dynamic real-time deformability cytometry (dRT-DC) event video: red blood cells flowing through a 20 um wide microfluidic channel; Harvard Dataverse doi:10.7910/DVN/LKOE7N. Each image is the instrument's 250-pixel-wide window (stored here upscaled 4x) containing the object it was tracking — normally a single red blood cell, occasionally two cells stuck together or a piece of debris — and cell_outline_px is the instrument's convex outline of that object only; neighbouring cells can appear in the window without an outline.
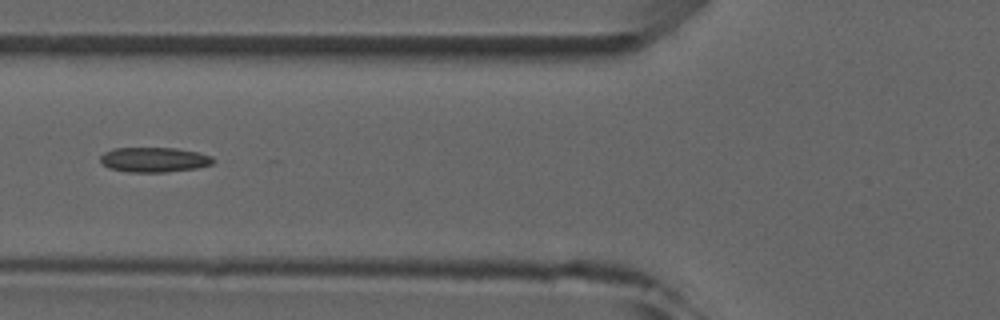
{"species": "common noctule bat (a hibernating species)", "species_latin": "Nyctalus noctula", "temperature_condition": "room temperature", "stored_images_in_passage": 2, "camera_frame_rate_fps": 3000, "um_per_image_px": 0.085, "animal": {"sex": "male", "forearm_length_mm": 52.5}, "frame": {"image": 1, "passage_image": 2, "time_ms": 1.0, "image_size_px": [1000, 320], "cell_outline_px": [[216, 160], [212, 164], [196, 168], [164, 172], [128, 172], [108, 168], [100, 164], [100, 156], [104, 152], [112, 148], [176, 148], [196, 152], [212, 156]], "centroid_in_image_um": [13.06, 13.57], "position_along_channel_um": 112.7, "area_um2": 16.47}}